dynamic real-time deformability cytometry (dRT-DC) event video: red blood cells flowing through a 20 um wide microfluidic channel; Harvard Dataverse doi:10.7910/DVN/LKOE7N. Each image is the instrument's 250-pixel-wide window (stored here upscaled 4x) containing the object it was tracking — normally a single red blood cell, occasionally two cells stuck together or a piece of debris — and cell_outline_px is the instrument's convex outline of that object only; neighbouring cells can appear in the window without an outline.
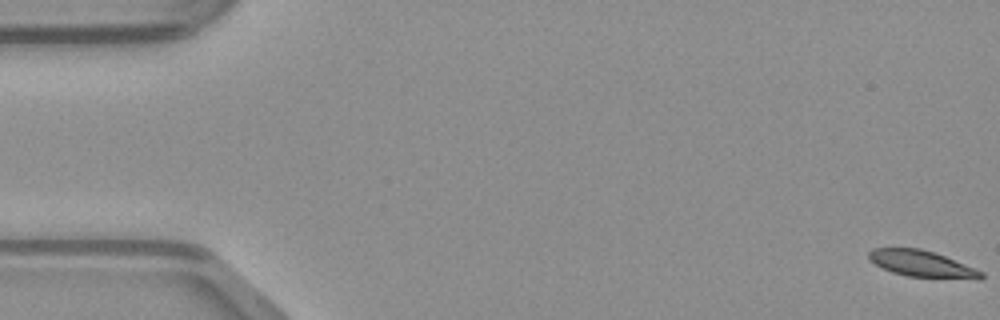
{"species": "common noctule bat (a hibernating species)", "species_latin": "Nyctalus noctula", "temperature_condition": "warm", "stored_images_in_passage": 50, "camera_frame_rate_fps": 3000, "um_per_image_px": 0.085, "animal": {"sex": "male", "body_mass_g": 23.1, "forearm_length_mm": 52.7}, "frame": {"image": 1, "passage_image": 1, "time_ms": 0.0, "image_size_px": [1000, 320], "cell_outline_px": [[984, 276], [980, 280], [976, 280], [908, 276], [892, 272], [868, 260], [868, 252], [872, 248], [920, 248], [944, 256], [984, 272]], "centroid_in_image_um": [78.37, 22.44], "position_along_channel_um": 6.6, "area_um2": 17.28}}
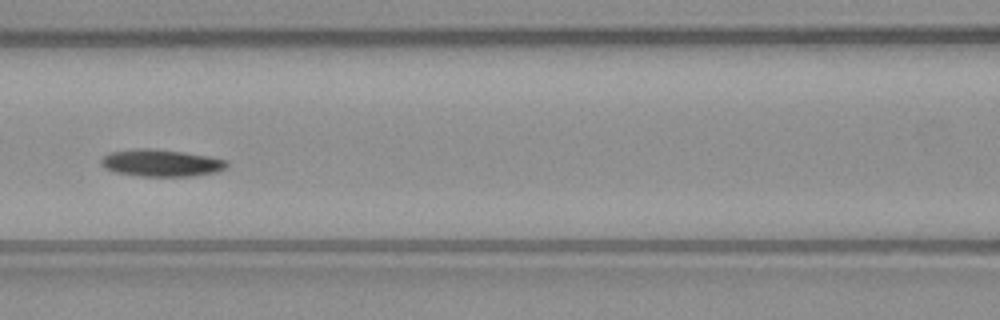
{"frame": {"image": 2, "passage_image": 22, "time_ms": 7.0, "image_size_px": [1000, 320], "cell_outline_px": [[228, 168], [216, 172], [192, 176], [140, 176], [116, 172], [104, 168], [100, 164], [100, 160], [108, 152], [136, 148], [148, 148], [184, 152], [208, 156], [228, 160]], "centroid_in_image_um": [13.7, 13.85], "position_along_channel_um": 152.9, "area_um2": 20.0}}
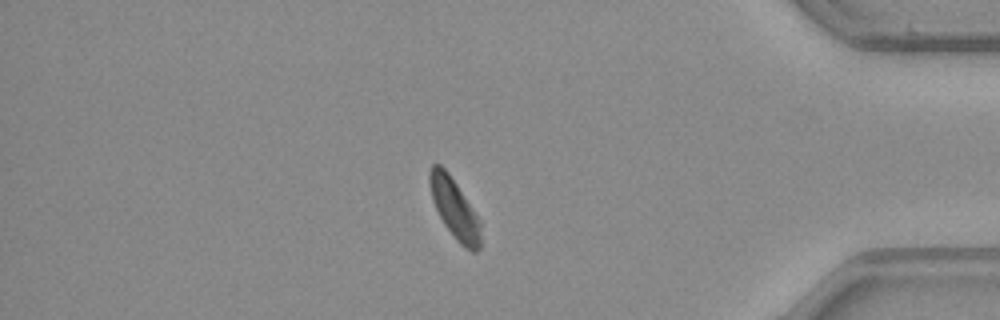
{"frame": {"image": 3, "passage_image": 42, "time_ms": 13.667, "image_size_px": [1000, 320], "cell_outline_px": [[480, 248], [476, 252], [472, 252], [460, 244], [456, 240], [444, 224], [432, 200], [428, 184], [428, 172], [432, 164], [440, 164], [448, 172], [480, 220]], "centroid_in_image_um": [38.6, 17.72], "position_along_channel_um": 396.6, "area_um2": 17.69}}